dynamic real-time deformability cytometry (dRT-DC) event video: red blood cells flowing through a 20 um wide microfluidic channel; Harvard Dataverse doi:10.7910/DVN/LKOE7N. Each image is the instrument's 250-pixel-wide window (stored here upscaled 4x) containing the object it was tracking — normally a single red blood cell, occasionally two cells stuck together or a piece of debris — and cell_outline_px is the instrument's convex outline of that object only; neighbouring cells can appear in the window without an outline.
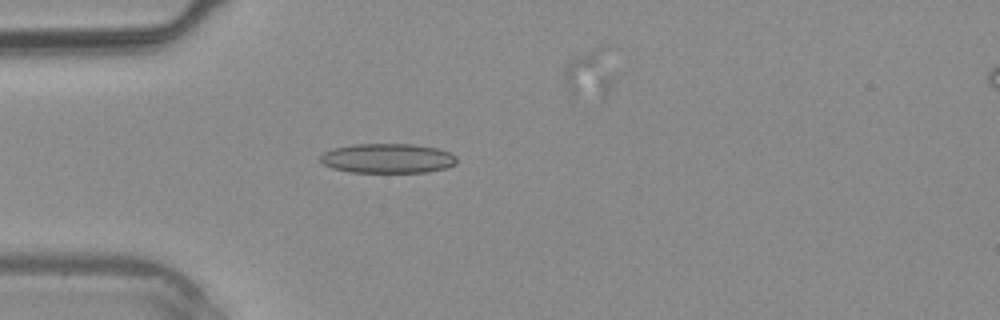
{"species": "common noctule bat (a hibernating species)", "species_latin": "Nyctalus noctula", "temperature_condition": "warm", "stored_images_in_passage": 2, "camera_frame_rate_fps": 3000, "um_per_image_px": 0.085, "animal": {"sex": "male", "body_mass_g": 20.4}, "frame": {"image": 1, "passage_image": 1, "time_ms": 0.0, "image_size_px": [1000, 320], "cell_outline_px": [[456, 164], [444, 168], [428, 172], [352, 172], [332, 168], [324, 164], [320, 160], [320, 156], [324, 152], [332, 148], [352, 144], [412, 144], [436, 148], [448, 152], [456, 156]], "centroid_in_image_um": [32.93, 13.45], "position_along_channel_um": 52.1, "area_um2": 23.47}}